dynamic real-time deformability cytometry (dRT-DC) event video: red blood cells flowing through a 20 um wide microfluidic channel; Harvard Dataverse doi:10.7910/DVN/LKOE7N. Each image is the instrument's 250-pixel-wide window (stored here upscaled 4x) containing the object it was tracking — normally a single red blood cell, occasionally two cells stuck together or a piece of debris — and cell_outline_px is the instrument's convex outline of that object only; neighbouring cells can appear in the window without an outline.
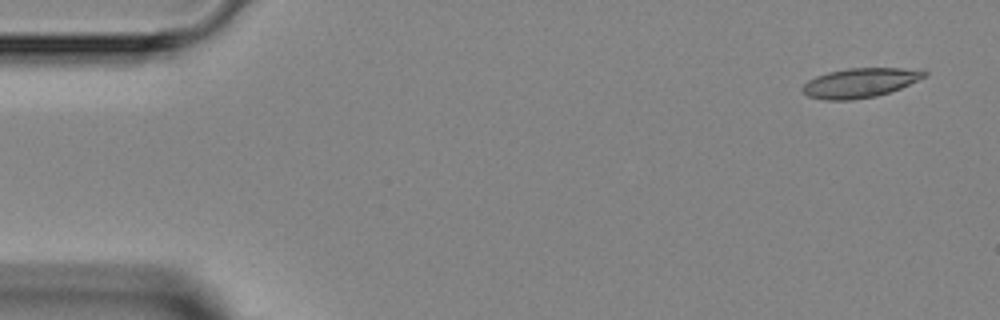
{"species": "Egyptian fruit bat (a non-hibernating species)", "species_latin": "Rousettus aegyptiacus", "temperature_condition": "room temperature", "stored_images_in_passage": 5, "camera_frame_rate_fps": 3000, "um_per_image_px": 0.085, "animal": {"sex": "female"}, "frame": {"image": 1, "passage_image": 1, "time_ms": 0.0, "image_size_px": [1000, 320], "cell_outline_px": [[928, 76], [900, 88], [876, 96], [852, 100], [824, 100], [808, 96], [800, 88], [808, 80], [816, 76], [828, 72], [848, 68], [920, 68], [928, 72]], "centroid_in_image_um": [73.13, 7.03], "position_along_channel_um": 11.9, "area_um2": 21.1}}
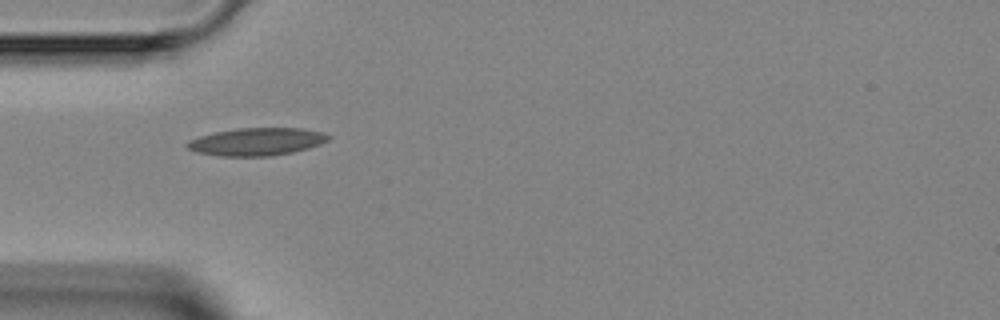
{"frame": {"image": 2, "passage_image": 4, "time_ms": 4.0, "image_size_px": [1000, 320], "cell_outline_px": [[332, 136], [328, 140], [320, 144], [308, 148], [292, 152], [272, 156], [220, 156], [196, 152], [188, 148], [184, 144], [188, 140], [200, 136], [216, 132], [236, 128], [300, 128], [320, 132]], "centroid_in_image_um": [21.79, 12.04], "position_along_channel_um": 63.2, "area_um2": 22.72}}
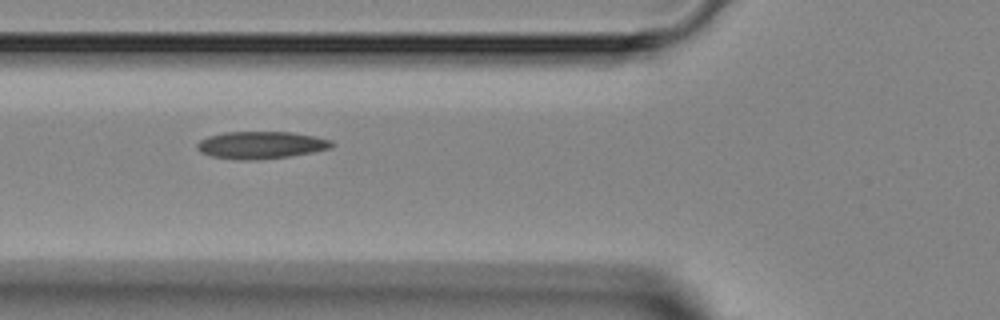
{"frame": {"image": 3, "passage_image": 5, "time_ms": 5.0, "image_size_px": [1000, 320], "cell_outline_px": [[336, 144], [332, 148], [312, 152], [288, 156], [260, 160], [236, 160], [212, 156], [200, 152], [196, 148], [196, 144], [200, 140], [208, 136], [224, 132], [292, 132], [332, 140]], "centroid_in_image_um": [22.17, 12.33], "position_along_channel_um": 103.6, "area_um2": 21.56}}